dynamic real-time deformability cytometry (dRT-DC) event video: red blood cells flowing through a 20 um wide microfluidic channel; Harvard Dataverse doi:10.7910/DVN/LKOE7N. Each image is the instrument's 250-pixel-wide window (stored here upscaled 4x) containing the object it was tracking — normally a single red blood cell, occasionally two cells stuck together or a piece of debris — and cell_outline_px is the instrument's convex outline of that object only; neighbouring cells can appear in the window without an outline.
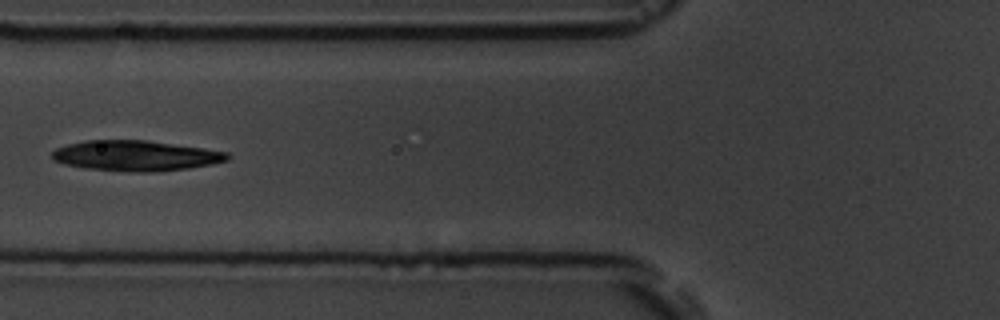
{"species": "common noctule bat (a hibernating species)", "species_latin": "Nyctalus noctula", "temperature_condition": "room temperature", "stored_images_in_passage": 6, "camera_frame_rate_fps": 3000, "um_per_image_px": 0.085, "animal": {"sex": "male", "body_mass_g": 19.5, "forearm_length_mm": 54.6}, "frame": {"image": 1, "passage_image": 5, "time_ms": 5.667, "image_size_px": [1000, 320], "cell_outline_px": [[232, 156], [228, 160], [212, 164], [188, 168], [156, 172], [132, 172], [84, 168], [64, 164], [52, 160], [52, 152], [56, 148], [68, 144], [84, 140], [148, 140], [204, 148], [228, 152]], "centroid_in_image_um": [11.54, 13.23], "position_along_channel_um": 114.3, "area_um2": 31.33}}
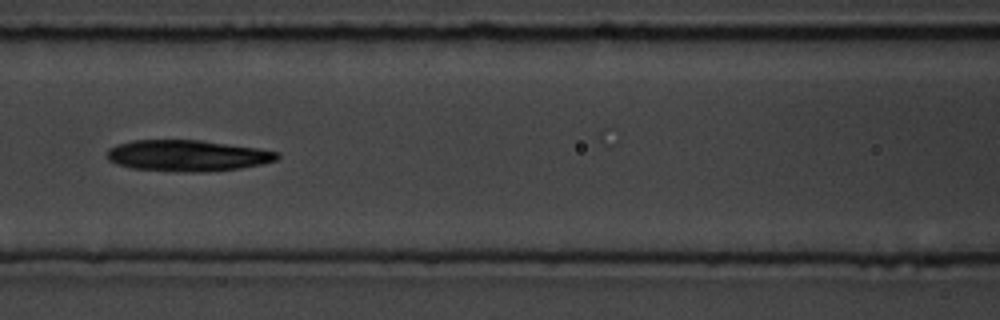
{"frame": {"image": 2, "passage_image": 6, "time_ms": 6.667, "image_size_px": [1000, 320], "cell_outline_px": [[280, 156], [276, 160], [260, 164], [240, 168], [200, 172], [180, 172], [132, 168], [116, 164], [108, 160], [108, 148], [116, 144], [132, 140], [200, 140], [256, 148], [280, 152]], "centroid_in_image_um": [15.9, 13.22], "position_along_channel_um": 150.7, "area_um2": 30.87}}